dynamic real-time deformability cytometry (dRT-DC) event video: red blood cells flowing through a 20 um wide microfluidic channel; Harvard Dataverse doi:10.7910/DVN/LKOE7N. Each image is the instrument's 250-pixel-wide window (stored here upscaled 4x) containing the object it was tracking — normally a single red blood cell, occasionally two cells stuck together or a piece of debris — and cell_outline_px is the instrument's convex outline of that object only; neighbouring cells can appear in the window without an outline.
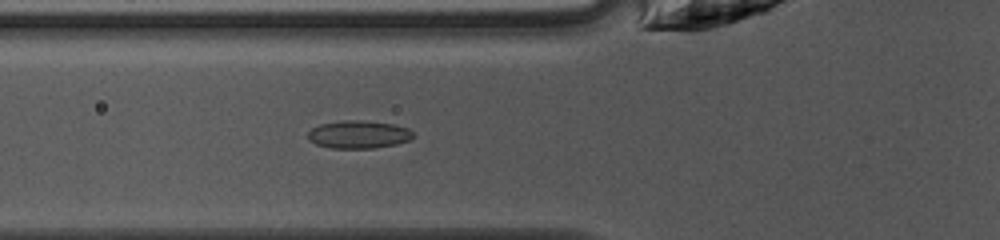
{"species": "common noctule bat (a hibernating species)", "species_latin": "Nyctalus noctula", "temperature_condition": "warm", "stored_images_in_passage": 37, "camera_frame_rate_fps": 3000, "um_per_image_px": 0.085, "animal": {"sex": "female", "body_mass_g": 10.0, "forearm_length_mm": 53.1}, "frame": {"image": 1, "passage_image": 7, "time_ms": 2.0, "image_size_px": [1000, 240], "cell_outline_px": [[416, 136], [408, 140], [396, 144], [372, 148], [332, 148], [316, 144], [308, 140], [308, 132], [312, 128], [320, 124], [344, 120], [360, 120], [392, 124], [408, 128]], "centroid_in_image_um": [30.47, 11.43], "position_along_channel_um": 95.3, "area_um2": 16.99}}
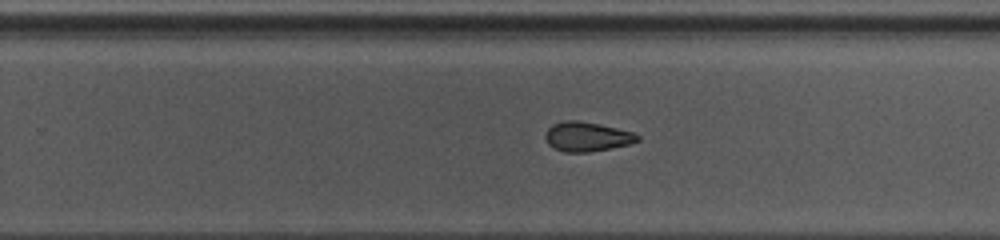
{"frame": {"image": 2, "passage_image": 20, "time_ms": 6.333, "image_size_px": [1000, 240], "cell_outline_px": [[640, 140], [632, 144], [612, 148], [588, 152], [564, 152], [552, 148], [548, 144], [544, 136], [548, 128], [552, 124], [564, 120], [576, 120], [600, 124], [632, 132], [640, 136]], "centroid_in_image_um": [49.88, 11.62], "position_along_channel_um": 279.9, "area_um2": 16.01}}
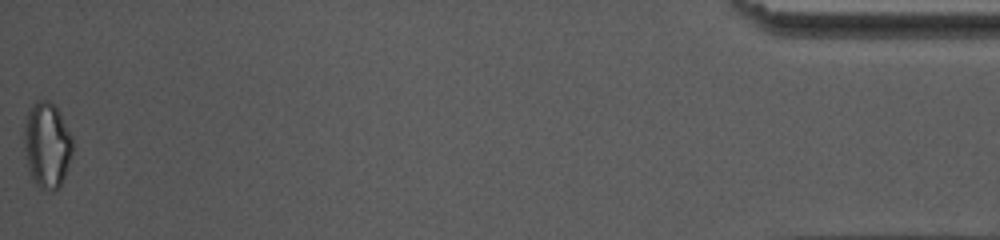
{"frame": {"image": 3, "passage_image": 37, "time_ms": 12.0, "image_size_px": [1000, 240], "cell_outline_px": [[72, 152], [60, 188], [52, 192], [48, 192], [40, 188], [36, 184], [28, 168], [24, 148], [24, 124], [28, 112], [32, 104], [36, 100], [48, 100], [60, 112], [72, 136]], "centroid_in_image_um": [3.99, 12.34], "position_along_channel_um": 431.2, "area_um2": 24.28}, "authors_computed_cell_mechanics": {"area_um2": 16.8776, "velocity_mm_per_s": 4.2504, "shape_relaxation_time_tau1_ms": 7.4902, "shape_relaxation_time_tau2_ms": 2.3205, "deformation_change_tau1": 0.1682, "deformation_change_tau2": 0.0775}}